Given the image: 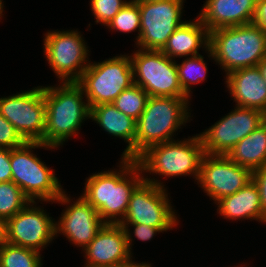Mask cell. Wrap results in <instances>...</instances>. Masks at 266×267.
Masks as SVG:
<instances>
[{"instance_id": "obj_1", "label": "cell", "mask_w": 266, "mask_h": 267, "mask_svg": "<svg viewBox=\"0 0 266 267\" xmlns=\"http://www.w3.org/2000/svg\"><path fill=\"white\" fill-rule=\"evenodd\" d=\"M119 171L90 175L82 197L90 203L105 223L119 224L125 217L134 189L144 180L137 160L121 157Z\"/></svg>"}, {"instance_id": "obj_2", "label": "cell", "mask_w": 266, "mask_h": 267, "mask_svg": "<svg viewBox=\"0 0 266 267\" xmlns=\"http://www.w3.org/2000/svg\"><path fill=\"white\" fill-rule=\"evenodd\" d=\"M61 83L57 87H44V144L54 148L62 146L69 137L77 135L82 122L90 118V107L83 100V88L77 82Z\"/></svg>"}, {"instance_id": "obj_3", "label": "cell", "mask_w": 266, "mask_h": 267, "mask_svg": "<svg viewBox=\"0 0 266 267\" xmlns=\"http://www.w3.org/2000/svg\"><path fill=\"white\" fill-rule=\"evenodd\" d=\"M208 57L225 70L255 67L266 57V32L253 23L209 32Z\"/></svg>"}, {"instance_id": "obj_4", "label": "cell", "mask_w": 266, "mask_h": 267, "mask_svg": "<svg viewBox=\"0 0 266 267\" xmlns=\"http://www.w3.org/2000/svg\"><path fill=\"white\" fill-rule=\"evenodd\" d=\"M189 103V98L149 96L136 121L135 160L151 146L174 141V132L191 118Z\"/></svg>"}, {"instance_id": "obj_5", "label": "cell", "mask_w": 266, "mask_h": 267, "mask_svg": "<svg viewBox=\"0 0 266 267\" xmlns=\"http://www.w3.org/2000/svg\"><path fill=\"white\" fill-rule=\"evenodd\" d=\"M205 155L200 135L174 140L148 148L136 160L142 172L176 177L192 175L198 180Z\"/></svg>"}, {"instance_id": "obj_6", "label": "cell", "mask_w": 266, "mask_h": 267, "mask_svg": "<svg viewBox=\"0 0 266 267\" xmlns=\"http://www.w3.org/2000/svg\"><path fill=\"white\" fill-rule=\"evenodd\" d=\"M43 147L55 149L41 142H26L10 149L12 181L31 201L55 202L64 190L54 171L31 151Z\"/></svg>"}, {"instance_id": "obj_7", "label": "cell", "mask_w": 266, "mask_h": 267, "mask_svg": "<svg viewBox=\"0 0 266 267\" xmlns=\"http://www.w3.org/2000/svg\"><path fill=\"white\" fill-rule=\"evenodd\" d=\"M77 83L83 88L89 107L109 104L134 84L130 56L120 55L89 63Z\"/></svg>"}, {"instance_id": "obj_8", "label": "cell", "mask_w": 266, "mask_h": 267, "mask_svg": "<svg viewBox=\"0 0 266 267\" xmlns=\"http://www.w3.org/2000/svg\"><path fill=\"white\" fill-rule=\"evenodd\" d=\"M130 59L134 84L149 96L188 98L179 82L176 61L162 51L139 48Z\"/></svg>"}, {"instance_id": "obj_9", "label": "cell", "mask_w": 266, "mask_h": 267, "mask_svg": "<svg viewBox=\"0 0 266 267\" xmlns=\"http://www.w3.org/2000/svg\"><path fill=\"white\" fill-rule=\"evenodd\" d=\"M177 220L164 185L155 178L144 176L132 192L127 212L120 223L146 224L164 232L178 225Z\"/></svg>"}, {"instance_id": "obj_10", "label": "cell", "mask_w": 266, "mask_h": 267, "mask_svg": "<svg viewBox=\"0 0 266 267\" xmlns=\"http://www.w3.org/2000/svg\"><path fill=\"white\" fill-rule=\"evenodd\" d=\"M140 11V37L143 50L161 51L181 20L184 0H134Z\"/></svg>"}, {"instance_id": "obj_11", "label": "cell", "mask_w": 266, "mask_h": 267, "mask_svg": "<svg viewBox=\"0 0 266 267\" xmlns=\"http://www.w3.org/2000/svg\"><path fill=\"white\" fill-rule=\"evenodd\" d=\"M45 34L43 47L49 66L61 82H77L91 62L81 33L55 30Z\"/></svg>"}, {"instance_id": "obj_12", "label": "cell", "mask_w": 266, "mask_h": 267, "mask_svg": "<svg viewBox=\"0 0 266 267\" xmlns=\"http://www.w3.org/2000/svg\"><path fill=\"white\" fill-rule=\"evenodd\" d=\"M0 114L19 132L26 142L44 144L46 101L44 86L0 98Z\"/></svg>"}, {"instance_id": "obj_13", "label": "cell", "mask_w": 266, "mask_h": 267, "mask_svg": "<svg viewBox=\"0 0 266 267\" xmlns=\"http://www.w3.org/2000/svg\"><path fill=\"white\" fill-rule=\"evenodd\" d=\"M263 123L262 111L236 106L209 129L199 134L205 154L226 155L239 141Z\"/></svg>"}, {"instance_id": "obj_14", "label": "cell", "mask_w": 266, "mask_h": 267, "mask_svg": "<svg viewBox=\"0 0 266 267\" xmlns=\"http://www.w3.org/2000/svg\"><path fill=\"white\" fill-rule=\"evenodd\" d=\"M252 181V171L231 161L226 155L205 154L197 183L216 203Z\"/></svg>"}, {"instance_id": "obj_15", "label": "cell", "mask_w": 266, "mask_h": 267, "mask_svg": "<svg viewBox=\"0 0 266 267\" xmlns=\"http://www.w3.org/2000/svg\"><path fill=\"white\" fill-rule=\"evenodd\" d=\"M35 204V206H33ZM55 220L30 201L7 220L9 244L39 251L55 239Z\"/></svg>"}, {"instance_id": "obj_16", "label": "cell", "mask_w": 266, "mask_h": 267, "mask_svg": "<svg viewBox=\"0 0 266 267\" xmlns=\"http://www.w3.org/2000/svg\"><path fill=\"white\" fill-rule=\"evenodd\" d=\"M132 235L120 224L105 223L94 239L84 248V267H115L131 264Z\"/></svg>"}, {"instance_id": "obj_17", "label": "cell", "mask_w": 266, "mask_h": 267, "mask_svg": "<svg viewBox=\"0 0 266 267\" xmlns=\"http://www.w3.org/2000/svg\"><path fill=\"white\" fill-rule=\"evenodd\" d=\"M61 204H69L59 219L55 222V236L65 235L70 243L85 248L97 235L105 222L98 211L82 196L71 202L65 191L55 201Z\"/></svg>"}, {"instance_id": "obj_18", "label": "cell", "mask_w": 266, "mask_h": 267, "mask_svg": "<svg viewBox=\"0 0 266 267\" xmlns=\"http://www.w3.org/2000/svg\"><path fill=\"white\" fill-rule=\"evenodd\" d=\"M257 0H206L198 18L213 30L252 23Z\"/></svg>"}, {"instance_id": "obj_19", "label": "cell", "mask_w": 266, "mask_h": 267, "mask_svg": "<svg viewBox=\"0 0 266 267\" xmlns=\"http://www.w3.org/2000/svg\"><path fill=\"white\" fill-rule=\"evenodd\" d=\"M225 79L236 106L266 112V83L258 66L235 70Z\"/></svg>"}, {"instance_id": "obj_20", "label": "cell", "mask_w": 266, "mask_h": 267, "mask_svg": "<svg viewBox=\"0 0 266 267\" xmlns=\"http://www.w3.org/2000/svg\"><path fill=\"white\" fill-rule=\"evenodd\" d=\"M90 119L112 136L124 139L128 145L122 157L135 159L136 120L119 111L112 103L92 106Z\"/></svg>"}, {"instance_id": "obj_21", "label": "cell", "mask_w": 266, "mask_h": 267, "mask_svg": "<svg viewBox=\"0 0 266 267\" xmlns=\"http://www.w3.org/2000/svg\"><path fill=\"white\" fill-rule=\"evenodd\" d=\"M195 20V21H194ZM185 21L169 37L161 50L170 59L199 55V49L209 48V32L199 18ZM203 45V46H202Z\"/></svg>"}, {"instance_id": "obj_22", "label": "cell", "mask_w": 266, "mask_h": 267, "mask_svg": "<svg viewBox=\"0 0 266 267\" xmlns=\"http://www.w3.org/2000/svg\"><path fill=\"white\" fill-rule=\"evenodd\" d=\"M217 212L224 219L240 220L255 219L266 223L262 214L258 188L253 181L232 195L225 196L216 202Z\"/></svg>"}, {"instance_id": "obj_23", "label": "cell", "mask_w": 266, "mask_h": 267, "mask_svg": "<svg viewBox=\"0 0 266 267\" xmlns=\"http://www.w3.org/2000/svg\"><path fill=\"white\" fill-rule=\"evenodd\" d=\"M226 156L251 171L266 164V124L263 123L239 141Z\"/></svg>"}, {"instance_id": "obj_24", "label": "cell", "mask_w": 266, "mask_h": 267, "mask_svg": "<svg viewBox=\"0 0 266 267\" xmlns=\"http://www.w3.org/2000/svg\"><path fill=\"white\" fill-rule=\"evenodd\" d=\"M178 77L183 93L191 97V85L204 81L207 74V66L204 57L199 54L186 57L181 64L176 62ZM191 92V93H190Z\"/></svg>"}, {"instance_id": "obj_25", "label": "cell", "mask_w": 266, "mask_h": 267, "mask_svg": "<svg viewBox=\"0 0 266 267\" xmlns=\"http://www.w3.org/2000/svg\"><path fill=\"white\" fill-rule=\"evenodd\" d=\"M39 251L5 244L0 249V267H42Z\"/></svg>"}, {"instance_id": "obj_26", "label": "cell", "mask_w": 266, "mask_h": 267, "mask_svg": "<svg viewBox=\"0 0 266 267\" xmlns=\"http://www.w3.org/2000/svg\"><path fill=\"white\" fill-rule=\"evenodd\" d=\"M148 98V93L141 86L133 84L121 92L112 104L119 111L137 121L146 107Z\"/></svg>"}, {"instance_id": "obj_27", "label": "cell", "mask_w": 266, "mask_h": 267, "mask_svg": "<svg viewBox=\"0 0 266 267\" xmlns=\"http://www.w3.org/2000/svg\"><path fill=\"white\" fill-rule=\"evenodd\" d=\"M31 200L13 182H0V218L8 220Z\"/></svg>"}, {"instance_id": "obj_28", "label": "cell", "mask_w": 266, "mask_h": 267, "mask_svg": "<svg viewBox=\"0 0 266 267\" xmlns=\"http://www.w3.org/2000/svg\"><path fill=\"white\" fill-rule=\"evenodd\" d=\"M107 28L116 30L123 33H130L138 31L136 44L140 37V11L139 5L130 0L128 3L114 16V18L108 23Z\"/></svg>"}, {"instance_id": "obj_29", "label": "cell", "mask_w": 266, "mask_h": 267, "mask_svg": "<svg viewBox=\"0 0 266 267\" xmlns=\"http://www.w3.org/2000/svg\"><path fill=\"white\" fill-rule=\"evenodd\" d=\"M127 3L126 0H90V8L95 22L107 26Z\"/></svg>"}, {"instance_id": "obj_30", "label": "cell", "mask_w": 266, "mask_h": 267, "mask_svg": "<svg viewBox=\"0 0 266 267\" xmlns=\"http://www.w3.org/2000/svg\"><path fill=\"white\" fill-rule=\"evenodd\" d=\"M25 143L26 141L14 126L0 114V147L15 149Z\"/></svg>"}, {"instance_id": "obj_31", "label": "cell", "mask_w": 266, "mask_h": 267, "mask_svg": "<svg viewBox=\"0 0 266 267\" xmlns=\"http://www.w3.org/2000/svg\"><path fill=\"white\" fill-rule=\"evenodd\" d=\"M252 181L258 188L262 214L266 218V164L252 171Z\"/></svg>"}, {"instance_id": "obj_32", "label": "cell", "mask_w": 266, "mask_h": 267, "mask_svg": "<svg viewBox=\"0 0 266 267\" xmlns=\"http://www.w3.org/2000/svg\"><path fill=\"white\" fill-rule=\"evenodd\" d=\"M124 229H128L131 225L134 228V237L141 241L151 240L154 235L158 232H162L157 227H152L146 224H136V223H119Z\"/></svg>"}, {"instance_id": "obj_33", "label": "cell", "mask_w": 266, "mask_h": 267, "mask_svg": "<svg viewBox=\"0 0 266 267\" xmlns=\"http://www.w3.org/2000/svg\"><path fill=\"white\" fill-rule=\"evenodd\" d=\"M12 181L10 149L0 147V182Z\"/></svg>"}, {"instance_id": "obj_34", "label": "cell", "mask_w": 266, "mask_h": 267, "mask_svg": "<svg viewBox=\"0 0 266 267\" xmlns=\"http://www.w3.org/2000/svg\"><path fill=\"white\" fill-rule=\"evenodd\" d=\"M252 23L266 32V0H257Z\"/></svg>"}, {"instance_id": "obj_35", "label": "cell", "mask_w": 266, "mask_h": 267, "mask_svg": "<svg viewBox=\"0 0 266 267\" xmlns=\"http://www.w3.org/2000/svg\"><path fill=\"white\" fill-rule=\"evenodd\" d=\"M7 243V220L0 218V249Z\"/></svg>"}, {"instance_id": "obj_36", "label": "cell", "mask_w": 266, "mask_h": 267, "mask_svg": "<svg viewBox=\"0 0 266 267\" xmlns=\"http://www.w3.org/2000/svg\"><path fill=\"white\" fill-rule=\"evenodd\" d=\"M258 68L260 69L262 78L264 82L266 83V57L263 58L259 63H258Z\"/></svg>"}, {"instance_id": "obj_37", "label": "cell", "mask_w": 266, "mask_h": 267, "mask_svg": "<svg viewBox=\"0 0 266 267\" xmlns=\"http://www.w3.org/2000/svg\"><path fill=\"white\" fill-rule=\"evenodd\" d=\"M115 267H151V264L149 263H131V264H125V265H119V266H115Z\"/></svg>"}, {"instance_id": "obj_38", "label": "cell", "mask_w": 266, "mask_h": 267, "mask_svg": "<svg viewBox=\"0 0 266 267\" xmlns=\"http://www.w3.org/2000/svg\"><path fill=\"white\" fill-rule=\"evenodd\" d=\"M3 0H0V18L2 17V12H3V2H2Z\"/></svg>"}, {"instance_id": "obj_39", "label": "cell", "mask_w": 266, "mask_h": 267, "mask_svg": "<svg viewBox=\"0 0 266 267\" xmlns=\"http://www.w3.org/2000/svg\"><path fill=\"white\" fill-rule=\"evenodd\" d=\"M264 123L266 124V112L264 113Z\"/></svg>"}]
</instances>
